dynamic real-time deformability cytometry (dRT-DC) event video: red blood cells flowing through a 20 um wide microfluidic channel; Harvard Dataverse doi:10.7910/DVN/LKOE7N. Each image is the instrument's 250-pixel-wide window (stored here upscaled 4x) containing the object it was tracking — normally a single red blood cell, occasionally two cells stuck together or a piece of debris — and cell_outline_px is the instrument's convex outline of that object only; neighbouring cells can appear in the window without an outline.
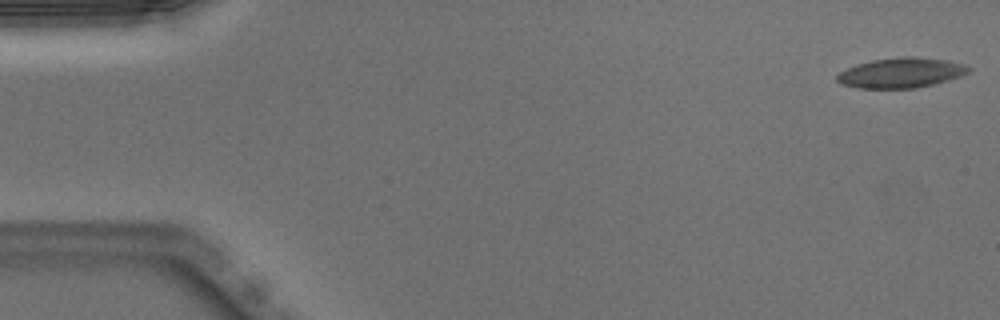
{"species": "Egyptian fruit bat (a non-hibernating species)", "species_latin": "Rousettus aegyptiacus", "temperature_condition": "warm", "stored_images_in_passage": 50, "camera_frame_rate_fps": 3000, "um_per_image_px": 0.085, "animal": {"sex": "male"}, "frame": {"image": 1, "passage_image": 1, "time_ms": 0.0, "image_size_px": [1000, 320], "cell_outline_px": [[972, 68], [968, 72], [960, 76], [948, 80], [916, 88], [856, 88], [844, 84], [836, 80], [836, 76], [840, 72], [856, 64], [872, 60], [900, 56], [916, 56], [948, 60], [964, 64]], "centroid_in_image_um": [76.6, 6.17], "position_along_channel_um": 8.4, "area_um2": 23.06}}
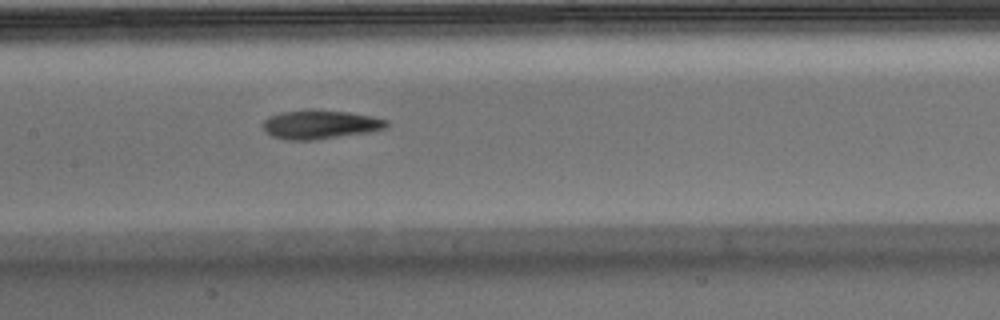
{"frame": {"image": 2, "passage_image": 24, "time_ms": 7.667, "image_size_px": [1000, 320], "cell_outline_px": [[388, 124], [384, 128], [368, 132], [316, 140], [284, 140], [272, 136], [264, 132], [264, 120], [268, 116], [280, 112], [308, 108], [348, 112], [372, 116], [388, 120]], "centroid_in_image_um": [27.16, 10.57], "position_along_channel_um": 180.2, "area_um2": 21.1}}
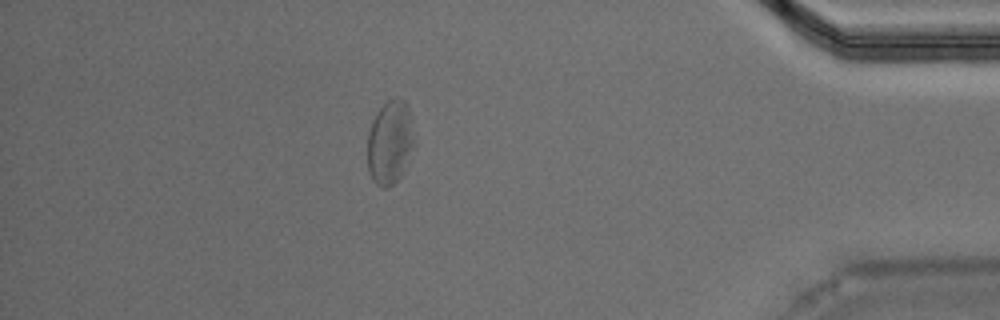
{"frame": {"image": 3, "passage_image": 44, "time_ms": 14.333, "image_size_px": [1000, 320], "cell_outline_px": [[412, 144], [404, 172], [388, 188], [384, 188], [376, 184], [372, 180], [368, 172], [368, 132], [372, 120], [376, 112], [388, 100], [400, 96], [408, 104], [412, 140]], "centroid_in_image_um": [33.1, 12.1], "position_along_channel_um": 402.1, "area_um2": 22.48}, "authors_computed_cell_mechanics": {"area_um2": 21.8773, "velocity_mm_per_s": 3.9552, "shape_relaxation_time_tau1_ms": null, "shape_relaxation_time_tau2_ms": 2.2717, "deformation_change_tau1": null, "deformation_change_tau2": 0.1078}}